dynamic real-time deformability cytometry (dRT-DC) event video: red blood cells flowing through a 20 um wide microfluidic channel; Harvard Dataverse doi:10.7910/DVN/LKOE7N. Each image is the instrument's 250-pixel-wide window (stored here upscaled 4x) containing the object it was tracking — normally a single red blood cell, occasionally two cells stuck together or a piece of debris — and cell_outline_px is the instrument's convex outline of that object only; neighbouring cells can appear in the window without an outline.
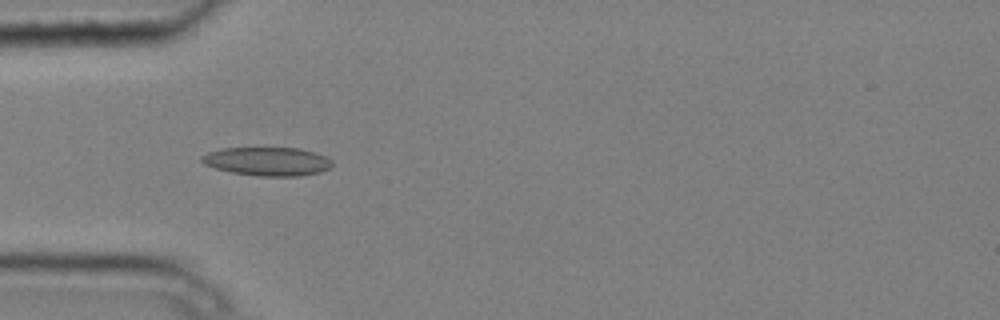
{"species": "common noctule bat (a hibernating species)", "species_latin": "Nyctalus noctula", "temperature_condition": "cold", "stored_images_in_passage": 9, "camera_frame_rate_fps": 3000, "um_per_image_px": 0.085, "animal": {"sex": "male", "body_mass_g": 20.4}, "frame": {"image": 1, "passage_image": 3, "time_ms": 0.667, "image_size_px": [1000, 320], "cell_outline_px": [[332, 168], [320, 172], [300, 176], [256, 176], [232, 172], [216, 168], [204, 164], [200, 160], [200, 156], [208, 152], [220, 148], [300, 148], [324, 156], [332, 160]], "centroid_in_image_um": [22.72, 13.72], "position_along_channel_um": 62.3, "area_um2": 21.79}}
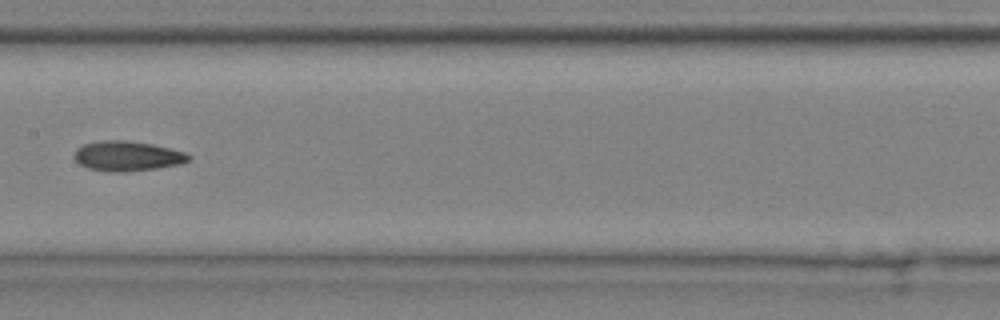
{"frame": {"image": 2, "passage_image": 6, "time_ms": 1.667, "image_size_px": [1000, 320], "cell_outline_px": [[192, 156], [188, 160], [180, 164], [156, 168], [124, 172], [108, 172], [88, 168], [80, 164], [72, 156], [76, 148], [84, 144], [104, 140], [124, 140], [152, 144], [184, 152]], "centroid_in_image_um": [10.78, 13.27], "position_along_channel_um": 196.6, "area_um2": 19.88}}
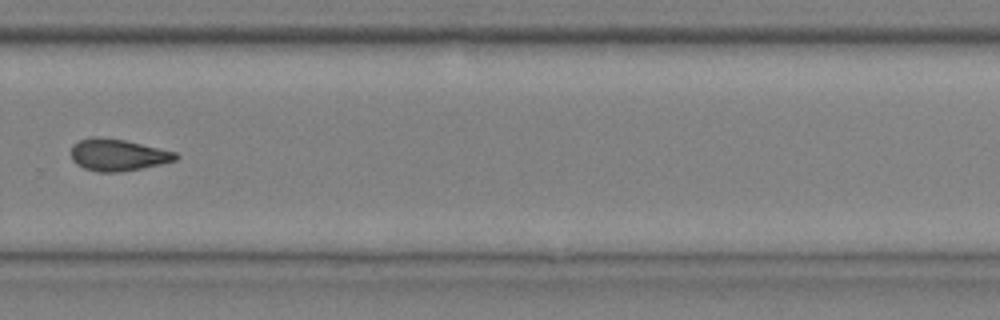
{"frame": {"image": 3, "passage_image": 9, "time_ms": 2.667, "image_size_px": [1000, 320], "cell_outline_px": [[180, 156], [176, 160], [160, 164], [120, 172], [100, 172], [84, 168], [76, 164], [72, 160], [72, 144], [80, 140], [92, 136], [100, 136], [124, 140], [176, 152]], "centroid_in_image_um": [9.99, 13.16], "position_along_channel_um": 319.8, "area_um2": 19.36}}